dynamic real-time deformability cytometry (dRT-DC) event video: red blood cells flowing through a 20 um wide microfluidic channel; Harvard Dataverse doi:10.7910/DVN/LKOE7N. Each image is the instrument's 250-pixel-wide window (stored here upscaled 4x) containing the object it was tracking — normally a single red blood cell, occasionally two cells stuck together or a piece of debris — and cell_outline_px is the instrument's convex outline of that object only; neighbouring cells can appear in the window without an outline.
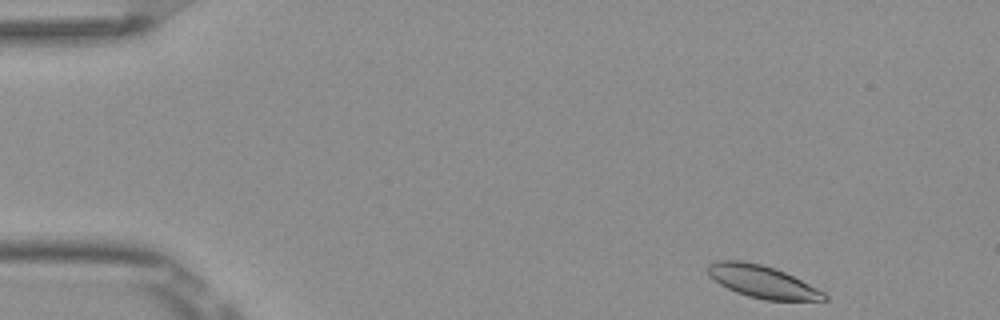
{"species": "Egyptian fruit bat (a non-hibernating species)", "species_latin": "Rousettus aegyptiacus", "temperature_condition": "room temperature", "stored_images_in_passage": 5, "camera_frame_rate_fps": 3000, "um_per_image_px": 0.085, "frame": {"image": 1, "passage_image": 1, "time_ms": 0.0, "image_size_px": [1000, 320], "cell_outline_px": [[828, 300], [764, 300], [748, 296], [736, 292], [720, 284], [708, 276], [708, 264], [720, 260], [740, 260], [760, 264], [784, 272], [824, 292], [828, 296]], "centroid_in_image_um": [64.76, 23.94], "position_along_channel_um": 20.2, "area_um2": 21.62}}
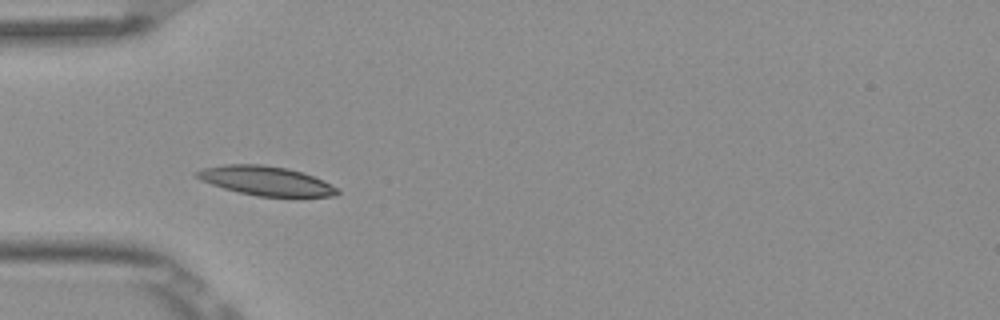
{"frame": {"image": 2, "passage_image": 4, "time_ms": 1.0, "image_size_px": [1000, 320], "cell_outline_px": [[340, 192], [336, 196], [256, 196], [224, 188], [200, 180], [192, 172], [200, 168], [224, 164], [260, 164], [288, 168], [304, 172], [340, 188]], "centroid_in_image_um": [22.59, 15.35], "position_along_channel_um": 62.4, "area_um2": 24.04}}
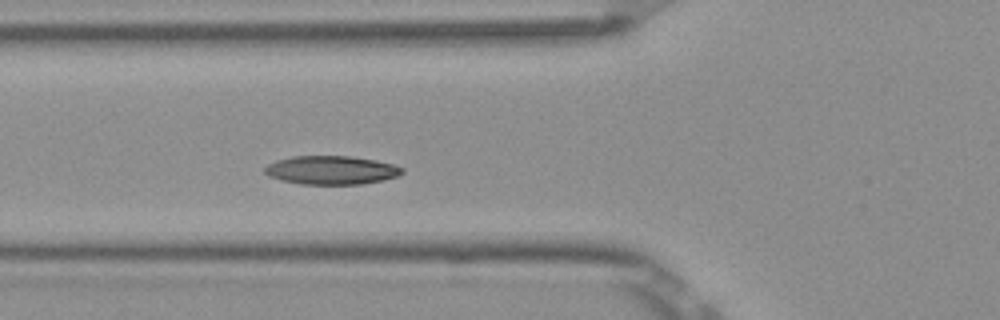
{"frame": {"image": 3, "passage_image": 5, "time_ms": 1.333, "image_size_px": [1000, 320], "cell_outline_px": [[404, 172], [396, 176], [380, 180], [360, 184], [300, 184], [280, 180], [268, 176], [264, 172], [264, 168], [268, 164], [276, 160], [292, 156], [352, 156], [376, 160], [392, 164], [404, 168]], "centroid_in_image_um": [28.12, 14.45], "position_along_channel_um": 97.7, "area_um2": 22.89}}